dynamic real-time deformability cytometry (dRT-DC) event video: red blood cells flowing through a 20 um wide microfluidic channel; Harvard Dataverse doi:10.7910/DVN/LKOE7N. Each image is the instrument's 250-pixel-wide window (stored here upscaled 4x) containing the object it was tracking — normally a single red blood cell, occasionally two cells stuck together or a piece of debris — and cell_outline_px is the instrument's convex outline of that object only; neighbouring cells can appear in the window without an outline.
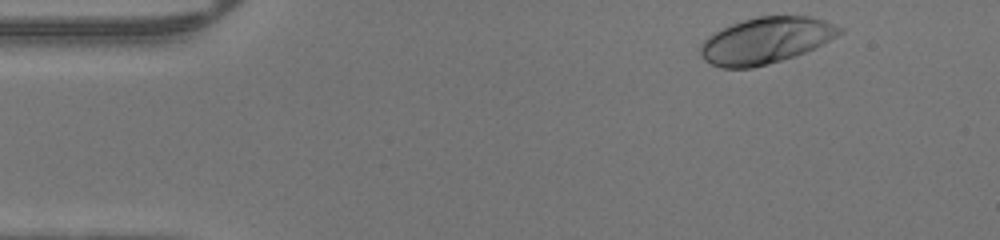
{"species": "human", "species_latin": "Homo sapiens", "temperature_condition": "warm", "stored_images_in_passage": 43, "camera_frame_rate_fps": 3000, "um_per_image_px": 0.085, "donor": {"sex": "male"}, "frame": {"image": 1, "passage_image": 1, "time_ms": 0.0, "image_size_px": [1000, 240], "cell_outline_px": [[844, 32], [796, 56], [768, 64], [752, 68], [720, 68], [704, 60], [700, 56], [700, 44], [708, 36], [732, 24], [744, 20], [760, 16], [808, 16], [824, 20], [844, 28]], "centroid_in_image_um": [65.08, 3.45], "position_along_channel_um": 19.9, "area_um2": 37.22}}
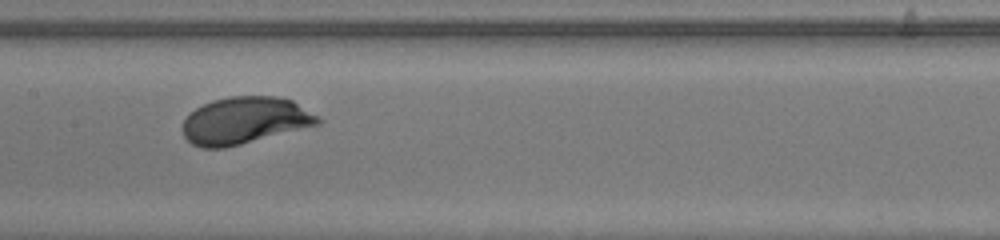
{"frame": {"image": 2, "passage_image": 19, "time_ms": 6.0, "image_size_px": [1000, 240], "cell_outline_px": [[324, 120], [320, 124], [224, 148], [200, 148], [192, 144], [184, 136], [184, 120], [196, 108], [212, 100], [232, 96], [276, 96], [292, 100], [320, 116]], "centroid_in_image_um": [20.85, 10.24], "position_along_channel_um": 186.6, "area_um2": 36.88}}
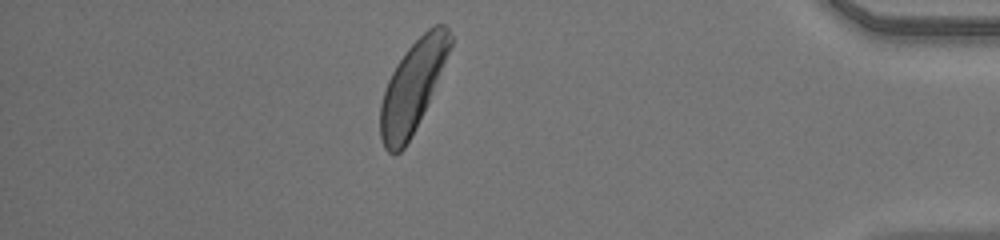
{"frame": {"image": 3, "passage_image": 37, "time_ms": 12.0, "image_size_px": [1000, 240], "cell_outline_px": [[452, 44], [428, 104], [412, 136], [404, 148], [400, 152], [392, 156], [384, 148], [380, 136], [380, 104], [388, 80], [396, 64], [408, 48], [428, 28], [436, 24], [444, 24], [448, 28], [452, 36]], "centroid_in_image_um": [35.06, 7.4], "position_along_channel_um": 400.1, "area_um2": 36.65}}